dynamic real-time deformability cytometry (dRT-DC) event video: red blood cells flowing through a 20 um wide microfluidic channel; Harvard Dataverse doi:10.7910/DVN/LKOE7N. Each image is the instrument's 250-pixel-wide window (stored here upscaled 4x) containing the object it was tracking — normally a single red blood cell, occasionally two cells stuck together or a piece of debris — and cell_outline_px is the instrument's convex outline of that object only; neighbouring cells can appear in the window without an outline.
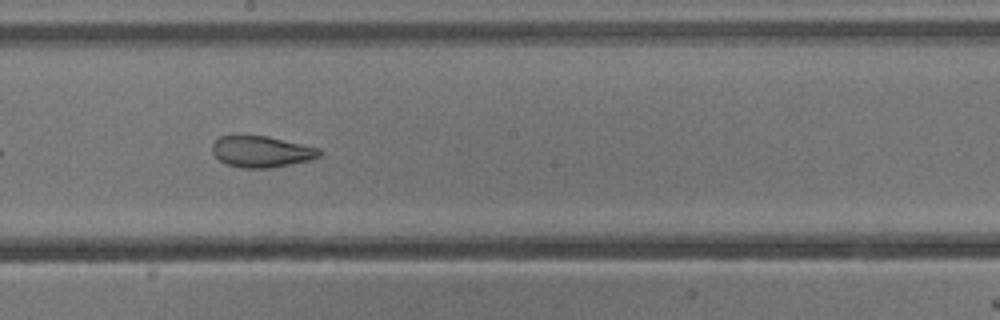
{"species": "common noctule bat (a hibernating species)", "species_latin": "Nyctalus noctula", "temperature_condition": "cold", "stored_images_in_passage": 34, "camera_frame_rate_fps": 3000, "um_per_image_px": 0.085, "animal": {"sex": "male", "body_mass_g": 13.3}, "frame": {"image": 1, "passage_image": 15, "time_ms": 4.667, "image_size_px": [1000, 320], "cell_outline_px": [[320, 156], [308, 160], [268, 168], [240, 168], [224, 164], [212, 152], [212, 144], [220, 136], [268, 136], [320, 148]], "centroid_in_image_um": [22.19, 12.89], "position_along_channel_um": 226.0, "area_um2": 19.36}, "authors_computed_cell_mechanics": {"area_um2": 20.6346, "velocity_mm_per_s": 3.8135, "shape_relaxation_time_tau1_ms": 10.123, "shape_relaxation_time_tau2_ms": 1.3188, "deformation_change_tau1": 0.1898, "deformation_change_tau2": 0.0886}}